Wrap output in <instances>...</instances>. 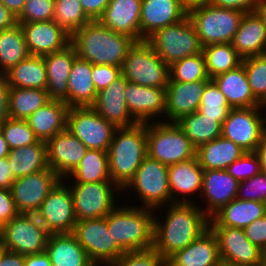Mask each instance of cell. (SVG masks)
I'll list each match as a JSON object with an SVG mask.
<instances>
[{"label":"cell","mask_w":266,"mask_h":266,"mask_svg":"<svg viewBox=\"0 0 266 266\" xmlns=\"http://www.w3.org/2000/svg\"><path fill=\"white\" fill-rule=\"evenodd\" d=\"M166 263L170 266H220L218 243L210 229L186 248L176 251Z\"/></svg>","instance_id":"obj_28"},{"label":"cell","mask_w":266,"mask_h":266,"mask_svg":"<svg viewBox=\"0 0 266 266\" xmlns=\"http://www.w3.org/2000/svg\"><path fill=\"white\" fill-rule=\"evenodd\" d=\"M55 0H26L17 23L52 21L54 19Z\"/></svg>","instance_id":"obj_48"},{"label":"cell","mask_w":266,"mask_h":266,"mask_svg":"<svg viewBox=\"0 0 266 266\" xmlns=\"http://www.w3.org/2000/svg\"><path fill=\"white\" fill-rule=\"evenodd\" d=\"M264 259H265V263H266V251L264 252Z\"/></svg>","instance_id":"obj_70"},{"label":"cell","mask_w":266,"mask_h":266,"mask_svg":"<svg viewBox=\"0 0 266 266\" xmlns=\"http://www.w3.org/2000/svg\"><path fill=\"white\" fill-rule=\"evenodd\" d=\"M7 158L15 179L49 168L47 143L44 141L12 149Z\"/></svg>","instance_id":"obj_37"},{"label":"cell","mask_w":266,"mask_h":266,"mask_svg":"<svg viewBox=\"0 0 266 266\" xmlns=\"http://www.w3.org/2000/svg\"><path fill=\"white\" fill-rule=\"evenodd\" d=\"M135 40L114 32L98 20L90 21L71 35L70 44L76 56L93 65L122 67L129 48Z\"/></svg>","instance_id":"obj_2"},{"label":"cell","mask_w":266,"mask_h":266,"mask_svg":"<svg viewBox=\"0 0 266 266\" xmlns=\"http://www.w3.org/2000/svg\"><path fill=\"white\" fill-rule=\"evenodd\" d=\"M226 171L239 182L247 180L260 172L259 158L255 152H245Z\"/></svg>","instance_id":"obj_50"},{"label":"cell","mask_w":266,"mask_h":266,"mask_svg":"<svg viewBox=\"0 0 266 266\" xmlns=\"http://www.w3.org/2000/svg\"><path fill=\"white\" fill-rule=\"evenodd\" d=\"M204 169L197 157L168 166V180L172 203H192L191 196L201 193ZM177 194V195H176ZM182 196L181 198L179 195ZM188 195V196H187ZM178 196V197H177ZM189 198H187V197Z\"/></svg>","instance_id":"obj_25"},{"label":"cell","mask_w":266,"mask_h":266,"mask_svg":"<svg viewBox=\"0 0 266 266\" xmlns=\"http://www.w3.org/2000/svg\"><path fill=\"white\" fill-rule=\"evenodd\" d=\"M107 153L111 180L122 190L147 156L146 123L116 128Z\"/></svg>","instance_id":"obj_4"},{"label":"cell","mask_w":266,"mask_h":266,"mask_svg":"<svg viewBox=\"0 0 266 266\" xmlns=\"http://www.w3.org/2000/svg\"><path fill=\"white\" fill-rule=\"evenodd\" d=\"M10 148L6 140L4 139L3 134H0V159L8 156Z\"/></svg>","instance_id":"obj_65"},{"label":"cell","mask_w":266,"mask_h":266,"mask_svg":"<svg viewBox=\"0 0 266 266\" xmlns=\"http://www.w3.org/2000/svg\"><path fill=\"white\" fill-rule=\"evenodd\" d=\"M202 52L205 57L206 71L210 79L234 69L242 63V58L232 47L231 43L204 46Z\"/></svg>","instance_id":"obj_42"},{"label":"cell","mask_w":266,"mask_h":266,"mask_svg":"<svg viewBox=\"0 0 266 266\" xmlns=\"http://www.w3.org/2000/svg\"><path fill=\"white\" fill-rule=\"evenodd\" d=\"M61 178L50 168L18 177L11 186L15 207L19 214H36L42 202Z\"/></svg>","instance_id":"obj_17"},{"label":"cell","mask_w":266,"mask_h":266,"mask_svg":"<svg viewBox=\"0 0 266 266\" xmlns=\"http://www.w3.org/2000/svg\"><path fill=\"white\" fill-rule=\"evenodd\" d=\"M123 190L137 192L143 208L164 209L171 204L168 166L147 155Z\"/></svg>","instance_id":"obj_9"},{"label":"cell","mask_w":266,"mask_h":266,"mask_svg":"<svg viewBox=\"0 0 266 266\" xmlns=\"http://www.w3.org/2000/svg\"><path fill=\"white\" fill-rule=\"evenodd\" d=\"M169 81L194 82L211 80L206 71L203 52L185 57L169 66Z\"/></svg>","instance_id":"obj_44"},{"label":"cell","mask_w":266,"mask_h":266,"mask_svg":"<svg viewBox=\"0 0 266 266\" xmlns=\"http://www.w3.org/2000/svg\"><path fill=\"white\" fill-rule=\"evenodd\" d=\"M6 249H5V244H4V242H3V238H2V236H1V234H0V256L2 255V253L5 251Z\"/></svg>","instance_id":"obj_67"},{"label":"cell","mask_w":266,"mask_h":266,"mask_svg":"<svg viewBox=\"0 0 266 266\" xmlns=\"http://www.w3.org/2000/svg\"><path fill=\"white\" fill-rule=\"evenodd\" d=\"M239 181L226 170H204L201 195L206 200L203 212L211 218L223 206L237 198Z\"/></svg>","instance_id":"obj_24"},{"label":"cell","mask_w":266,"mask_h":266,"mask_svg":"<svg viewBox=\"0 0 266 266\" xmlns=\"http://www.w3.org/2000/svg\"><path fill=\"white\" fill-rule=\"evenodd\" d=\"M46 252L52 266H95L73 233L49 234Z\"/></svg>","instance_id":"obj_33"},{"label":"cell","mask_w":266,"mask_h":266,"mask_svg":"<svg viewBox=\"0 0 266 266\" xmlns=\"http://www.w3.org/2000/svg\"><path fill=\"white\" fill-rule=\"evenodd\" d=\"M192 145L197 149L221 136L222 123L201 114L199 111L185 115L176 121Z\"/></svg>","instance_id":"obj_38"},{"label":"cell","mask_w":266,"mask_h":266,"mask_svg":"<svg viewBox=\"0 0 266 266\" xmlns=\"http://www.w3.org/2000/svg\"><path fill=\"white\" fill-rule=\"evenodd\" d=\"M166 260L152 247L123 253L106 266H163Z\"/></svg>","instance_id":"obj_49"},{"label":"cell","mask_w":266,"mask_h":266,"mask_svg":"<svg viewBox=\"0 0 266 266\" xmlns=\"http://www.w3.org/2000/svg\"><path fill=\"white\" fill-rule=\"evenodd\" d=\"M69 186L77 221L106 217L117 206L115 193L122 192L112 181L73 183Z\"/></svg>","instance_id":"obj_10"},{"label":"cell","mask_w":266,"mask_h":266,"mask_svg":"<svg viewBox=\"0 0 266 266\" xmlns=\"http://www.w3.org/2000/svg\"><path fill=\"white\" fill-rule=\"evenodd\" d=\"M254 11L258 14L264 26L266 27V0H260Z\"/></svg>","instance_id":"obj_64"},{"label":"cell","mask_w":266,"mask_h":266,"mask_svg":"<svg viewBox=\"0 0 266 266\" xmlns=\"http://www.w3.org/2000/svg\"><path fill=\"white\" fill-rule=\"evenodd\" d=\"M15 181L12 167L8 161V158L0 159V189H11L13 182Z\"/></svg>","instance_id":"obj_58"},{"label":"cell","mask_w":266,"mask_h":266,"mask_svg":"<svg viewBox=\"0 0 266 266\" xmlns=\"http://www.w3.org/2000/svg\"><path fill=\"white\" fill-rule=\"evenodd\" d=\"M46 143L49 168L61 179L67 177L77 167L88 150L67 128Z\"/></svg>","instance_id":"obj_18"},{"label":"cell","mask_w":266,"mask_h":266,"mask_svg":"<svg viewBox=\"0 0 266 266\" xmlns=\"http://www.w3.org/2000/svg\"><path fill=\"white\" fill-rule=\"evenodd\" d=\"M188 9L181 0H142L140 12V41L158 29L182 21Z\"/></svg>","instance_id":"obj_22"},{"label":"cell","mask_w":266,"mask_h":266,"mask_svg":"<svg viewBox=\"0 0 266 266\" xmlns=\"http://www.w3.org/2000/svg\"><path fill=\"white\" fill-rule=\"evenodd\" d=\"M10 189H0V228L18 215Z\"/></svg>","instance_id":"obj_54"},{"label":"cell","mask_w":266,"mask_h":266,"mask_svg":"<svg viewBox=\"0 0 266 266\" xmlns=\"http://www.w3.org/2000/svg\"><path fill=\"white\" fill-rule=\"evenodd\" d=\"M243 231L253 245L266 251V215L246 226Z\"/></svg>","instance_id":"obj_53"},{"label":"cell","mask_w":266,"mask_h":266,"mask_svg":"<svg viewBox=\"0 0 266 266\" xmlns=\"http://www.w3.org/2000/svg\"><path fill=\"white\" fill-rule=\"evenodd\" d=\"M30 55L45 56L66 48L71 35L54 20L19 23Z\"/></svg>","instance_id":"obj_19"},{"label":"cell","mask_w":266,"mask_h":266,"mask_svg":"<svg viewBox=\"0 0 266 266\" xmlns=\"http://www.w3.org/2000/svg\"><path fill=\"white\" fill-rule=\"evenodd\" d=\"M75 48L69 44L61 51L43 56L47 70L46 91L52 100H62L68 105V79L76 58Z\"/></svg>","instance_id":"obj_27"},{"label":"cell","mask_w":266,"mask_h":266,"mask_svg":"<svg viewBox=\"0 0 266 266\" xmlns=\"http://www.w3.org/2000/svg\"><path fill=\"white\" fill-rule=\"evenodd\" d=\"M211 80L225 95L231 108L262 106L253 95L243 63L234 69L216 75Z\"/></svg>","instance_id":"obj_30"},{"label":"cell","mask_w":266,"mask_h":266,"mask_svg":"<svg viewBox=\"0 0 266 266\" xmlns=\"http://www.w3.org/2000/svg\"><path fill=\"white\" fill-rule=\"evenodd\" d=\"M237 198L266 203V174L259 172L247 180L240 181Z\"/></svg>","instance_id":"obj_51"},{"label":"cell","mask_w":266,"mask_h":266,"mask_svg":"<svg viewBox=\"0 0 266 266\" xmlns=\"http://www.w3.org/2000/svg\"><path fill=\"white\" fill-rule=\"evenodd\" d=\"M262 106H263V108L265 110V108H266V101L262 104Z\"/></svg>","instance_id":"obj_69"},{"label":"cell","mask_w":266,"mask_h":266,"mask_svg":"<svg viewBox=\"0 0 266 266\" xmlns=\"http://www.w3.org/2000/svg\"><path fill=\"white\" fill-rule=\"evenodd\" d=\"M142 0H110L98 21L113 30L140 41Z\"/></svg>","instance_id":"obj_26"},{"label":"cell","mask_w":266,"mask_h":266,"mask_svg":"<svg viewBox=\"0 0 266 266\" xmlns=\"http://www.w3.org/2000/svg\"><path fill=\"white\" fill-rule=\"evenodd\" d=\"M266 215V203L238 198L223 206L209 219V226L244 229Z\"/></svg>","instance_id":"obj_31"},{"label":"cell","mask_w":266,"mask_h":266,"mask_svg":"<svg viewBox=\"0 0 266 266\" xmlns=\"http://www.w3.org/2000/svg\"><path fill=\"white\" fill-rule=\"evenodd\" d=\"M255 153L259 158L260 172L266 174V133L256 147Z\"/></svg>","instance_id":"obj_62"},{"label":"cell","mask_w":266,"mask_h":266,"mask_svg":"<svg viewBox=\"0 0 266 266\" xmlns=\"http://www.w3.org/2000/svg\"><path fill=\"white\" fill-rule=\"evenodd\" d=\"M26 0H0L16 17L21 13Z\"/></svg>","instance_id":"obj_63"},{"label":"cell","mask_w":266,"mask_h":266,"mask_svg":"<svg viewBox=\"0 0 266 266\" xmlns=\"http://www.w3.org/2000/svg\"><path fill=\"white\" fill-rule=\"evenodd\" d=\"M135 206L117 205L106 216L113 244L122 253L153 247L154 212L157 211Z\"/></svg>","instance_id":"obj_3"},{"label":"cell","mask_w":266,"mask_h":266,"mask_svg":"<svg viewBox=\"0 0 266 266\" xmlns=\"http://www.w3.org/2000/svg\"><path fill=\"white\" fill-rule=\"evenodd\" d=\"M73 234L95 265H107L123 253L113 244L106 217L77 221Z\"/></svg>","instance_id":"obj_15"},{"label":"cell","mask_w":266,"mask_h":266,"mask_svg":"<svg viewBox=\"0 0 266 266\" xmlns=\"http://www.w3.org/2000/svg\"><path fill=\"white\" fill-rule=\"evenodd\" d=\"M260 0H211L210 3L228 9L252 12Z\"/></svg>","instance_id":"obj_56"},{"label":"cell","mask_w":266,"mask_h":266,"mask_svg":"<svg viewBox=\"0 0 266 266\" xmlns=\"http://www.w3.org/2000/svg\"><path fill=\"white\" fill-rule=\"evenodd\" d=\"M263 106L232 108L222 124L221 136L233 141L246 152H255L266 133Z\"/></svg>","instance_id":"obj_13"},{"label":"cell","mask_w":266,"mask_h":266,"mask_svg":"<svg viewBox=\"0 0 266 266\" xmlns=\"http://www.w3.org/2000/svg\"><path fill=\"white\" fill-rule=\"evenodd\" d=\"M127 82L123 75L119 76L109 86L97 92L96 100L91 106L116 128L131 127L138 123L131 116L124 97Z\"/></svg>","instance_id":"obj_21"},{"label":"cell","mask_w":266,"mask_h":266,"mask_svg":"<svg viewBox=\"0 0 266 266\" xmlns=\"http://www.w3.org/2000/svg\"><path fill=\"white\" fill-rule=\"evenodd\" d=\"M9 89L10 86L4 75H0V123H4L9 117Z\"/></svg>","instance_id":"obj_57"},{"label":"cell","mask_w":266,"mask_h":266,"mask_svg":"<svg viewBox=\"0 0 266 266\" xmlns=\"http://www.w3.org/2000/svg\"><path fill=\"white\" fill-rule=\"evenodd\" d=\"M2 125L3 123H0V134L2 133Z\"/></svg>","instance_id":"obj_68"},{"label":"cell","mask_w":266,"mask_h":266,"mask_svg":"<svg viewBox=\"0 0 266 266\" xmlns=\"http://www.w3.org/2000/svg\"><path fill=\"white\" fill-rule=\"evenodd\" d=\"M53 20L69 35L91 21L84 13L80 0H55Z\"/></svg>","instance_id":"obj_43"},{"label":"cell","mask_w":266,"mask_h":266,"mask_svg":"<svg viewBox=\"0 0 266 266\" xmlns=\"http://www.w3.org/2000/svg\"><path fill=\"white\" fill-rule=\"evenodd\" d=\"M146 41L168 66L203 50L196 29L188 16L182 21L158 29Z\"/></svg>","instance_id":"obj_7"},{"label":"cell","mask_w":266,"mask_h":266,"mask_svg":"<svg viewBox=\"0 0 266 266\" xmlns=\"http://www.w3.org/2000/svg\"><path fill=\"white\" fill-rule=\"evenodd\" d=\"M50 100L45 89L10 87L8 100L10 118L26 120Z\"/></svg>","instance_id":"obj_41"},{"label":"cell","mask_w":266,"mask_h":266,"mask_svg":"<svg viewBox=\"0 0 266 266\" xmlns=\"http://www.w3.org/2000/svg\"><path fill=\"white\" fill-rule=\"evenodd\" d=\"M210 80L194 82L169 81L166 87L167 122H176L181 117L198 111L202 94Z\"/></svg>","instance_id":"obj_23"},{"label":"cell","mask_w":266,"mask_h":266,"mask_svg":"<svg viewBox=\"0 0 266 266\" xmlns=\"http://www.w3.org/2000/svg\"><path fill=\"white\" fill-rule=\"evenodd\" d=\"M30 55L19 23L0 31V75Z\"/></svg>","instance_id":"obj_39"},{"label":"cell","mask_w":266,"mask_h":266,"mask_svg":"<svg viewBox=\"0 0 266 266\" xmlns=\"http://www.w3.org/2000/svg\"><path fill=\"white\" fill-rule=\"evenodd\" d=\"M215 235L221 263L226 266H264V252L253 245L243 229L209 226Z\"/></svg>","instance_id":"obj_16"},{"label":"cell","mask_w":266,"mask_h":266,"mask_svg":"<svg viewBox=\"0 0 266 266\" xmlns=\"http://www.w3.org/2000/svg\"><path fill=\"white\" fill-rule=\"evenodd\" d=\"M248 83L255 99L266 101V53L242 59Z\"/></svg>","instance_id":"obj_46"},{"label":"cell","mask_w":266,"mask_h":266,"mask_svg":"<svg viewBox=\"0 0 266 266\" xmlns=\"http://www.w3.org/2000/svg\"><path fill=\"white\" fill-rule=\"evenodd\" d=\"M231 109L225 95L210 80L205 86L198 111L207 117L215 118L216 121L223 124Z\"/></svg>","instance_id":"obj_45"},{"label":"cell","mask_w":266,"mask_h":266,"mask_svg":"<svg viewBox=\"0 0 266 266\" xmlns=\"http://www.w3.org/2000/svg\"><path fill=\"white\" fill-rule=\"evenodd\" d=\"M166 88L147 87L127 82L124 97L131 116L138 123H150L153 118L164 117Z\"/></svg>","instance_id":"obj_20"},{"label":"cell","mask_w":266,"mask_h":266,"mask_svg":"<svg viewBox=\"0 0 266 266\" xmlns=\"http://www.w3.org/2000/svg\"><path fill=\"white\" fill-rule=\"evenodd\" d=\"M110 0H80L83 11L91 20H98L108 6Z\"/></svg>","instance_id":"obj_55"},{"label":"cell","mask_w":266,"mask_h":266,"mask_svg":"<svg viewBox=\"0 0 266 266\" xmlns=\"http://www.w3.org/2000/svg\"><path fill=\"white\" fill-rule=\"evenodd\" d=\"M121 75V67L92 64V81L97 92L109 86Z\"/></svg>","instance_id":"obj_52"},{"label":"cell","mask_w":266,"mask_h":266,"mask_svg":"<svg viewBox=\"0 0 266 266\" xmlns=\"http://www.w3.org/2000/svg\"><path fill=\"white\" fill-rule=\"evenodd\" d=\"M183 5L189 9L191 7L197 6V5H203L206 3H210L211 0H181Z\"/></svg>","instance_id":"obj_66"},{"label":"cell","mask_w":266,"mask_h":266,"mask_svg":"<svg viewBox=\"0 0 266 266\" xmlns=\"http://www.w3.org/2000/svg\"><path fill=\"white\" fill-rule=\"evenodd\" d=\"M231 45L242 59L266 53V27L255 11L243 15Z\"/></svg>","instance_id":"obj_29"},{"label":"cell","mask_w":266,"mask_h":266,"mask_svg":"<svg viewBox=\"0 0 266 266\" xmlns=\"http://www.w3.org/2000/svg\"><path fill=\"white\" fill-rule=\"evenodd\" d=\"M245 12L215 6L211 3L188 9L202 46L231 43Z\"/></svg>","instance_id":"obj_5"},{"label":"cell","mask_w":266,"mask_h":266,"mask_svg":"<svg viewBox=\"0 0 266 266\" xmlns=\"http://www.w3.org/2000/svg\"><path fill=\"white\" fill-rule=\"evenodd\" d=\"M246 151L233 141L218 137L196 149V157L204 170H226L234 161Z\"/></svg>","instance_id":"obj_35"},{"label":"cell","mask_w":266,"mask_h":266,"mask_svg":"<svg viewBox=\"0 0 266 266\" xmlns=\"http://www.w3.org/2000/svg\"><path fill=\"white\" fill-rule=\"evenodd\" d=\"M68 107L92 106L97 91L92 81V64L76 57L68 79Z\"/></svg>","instance_id":"obj_34"},{"label":"cell","mask_w":266,"mask_h":266,"mask_svg":"<svg viewBox=\"0 0 266 266\" xmlns=\"http://www.w3.org/2000/svg\"><path fill=\"white\" fill-rule=\"evenodd\" d=\"M64 182L55 185L36 213L49 234L73 233L77 223L71 189Z\"/></svg>","instance_id":"obj_14"},{"label":"cell","mask_w":266,"mask_h":266,"mask_svg":"<svg viewBox=\"0 0 266 266\" xmlns=\"http://www.w3.org/2000/svg\"><path fill=\"white\" fill-rule=\"evenodd\" d=\"M165 221L154 215L153 248L167 260L176 251L186 248L209 229V217L192 203H172ZM157 218V219H156Z\"/></svg>","instance_id":"obj_1"},{"label":"cell","mask_w":266,"mask_h":266,"mask_svg":"<svg viewBox=\"0 0 266 266\" xmlns=\"http://www.w3.org/2000/svg\"><path fill=\"white\" fill-rule=\"evenodd\" d=\"M74 183H94L112 181L109 173L107 151L88 149L77 167L65 178Z\"/></svg>","instance_id":"obj_40"},{"label":"cell","mask_w":266,"mask_h":266,"mask_svg":"<svg viewBox=\"0 0 266 266\" xmlns=\"http://www.w3.org/2000/svg\"><path fill=\"white\" fill-rule=\"evenodd\" d=\"M2 134L10 150L25 147L40 140L35 136L27 120L8 118L2 125Z\"/></svg>","instance_id":"obj_47"},{"label":"cell","mask_w":266,"mask_h":266,"mask_svg":"<svg viewBox=\"0 0 266 266\" xmlns=\"http://www.w3.org/2000/svg\"><path fill=\"white\" fill-rule=\"evenodd\" d=\"M68 105L62 100H50L37 109L26 120L35 136L47 142L66 129Z\"/></svg>","instance_id":"obj_32"},{"label":"cell","mask_w":266,"mask_h":266,"mask_svg":"<svg viewBox=\"0 0 266 266\" xmlns=\"http://www.w3.org/2000/svg\"><path fill=\"white\" fill-rule=\"evenodd\" d=\"M0 266H25V255L5 250L0 256Z\"/></svg>","instance_id":"obj_59"},{"label":"cell","mask_w":266,"mask_h":266,"mask_svg":"<svg viewBox=\"0 0 266 266\" xmlns=\"http://www.w3.org/2000/svg\"><path fill=\"white\" fill-rule=\"evenodd\" d=\"M17 24L16 16L0 2V31Z\"/></svg>","instance_id":"obj_61"},{"label":"cell","mask_w":266,"mask_h":266,"mask_svg":"<svg viewBox=\"0 0 266 266\" xmlns=\"http://www.w3.org/2000/svg\"><path fill=\"white\" fill-rule=\"evenodd\" d=\"M25 266H52L46 251L25 255Z\"/></svg>","instance_id":"obj_60"},{"label":"cell","mask_w":266,"mask_h":266,"mask_svg":"<svg viewBox=\"0 0 266 266\" xmlns=\"http://www.w3.org/2000/svg\"><path fill=\"white\" fill-rule=\"evenodd\" d=\"M121 72L129 82L147 87L166 88L170 79L169 66L146 40L129 48Z\"/></svg>","instance_id":"obj_8"},{"label":"cell","mask_w":266,"mask_h":266,"mask_svg":"<svg viewBox=\"0 0 266 266\" xmlns=\"http://www.w3.org/2000/svg\"><path fill=\"white\" fill-rule=\"evenodd\" d=\"M5 249L19 254L46 251L49 233L36 214H18L0 228Z\"/></svg>","instance_id":"obj_11"},{"label":"cell","mask_w":266,"mask_h":266,"mask_svg":"<svg viewBox=\"0 0 266 266\" xmlns=\"http://www.w3.org/2000/svg\"><path fill=\"white\" fill-rule=\"evenodd\" d=\"M66 128L88 149L108 151L116 127L91 106L70 107Z\"/></svg>","instance_id":"obj_12"},{"label":"cell","mask_w":266,"mask_h":266,"mask_svg":"<svg viewBox=\"0 0 266 266\" xmlns=\"http://www.w3.org/2000/svg\"><path fill=\"white\" fill-rule=\"evenodd\" d=\"M10 87L45 89L47 70L43 56L29 55L4 74Z\"/></svg>","instance_id":"obj_36"},{"label":"cell","mask_w":266,"mask_h":266,"mask_svg":"<svg viewBox=\"0 0 266 266\" xmlns=\"http://www.w3.org/2000/svg\"><path fill=\"white\" fill-rule=\"evenodd\" d=\"M153 120L146 123L149 157L169 166L196 156V148L176 122Z\"/></svg>","instance_id":"obj_6"}]
</instances>
